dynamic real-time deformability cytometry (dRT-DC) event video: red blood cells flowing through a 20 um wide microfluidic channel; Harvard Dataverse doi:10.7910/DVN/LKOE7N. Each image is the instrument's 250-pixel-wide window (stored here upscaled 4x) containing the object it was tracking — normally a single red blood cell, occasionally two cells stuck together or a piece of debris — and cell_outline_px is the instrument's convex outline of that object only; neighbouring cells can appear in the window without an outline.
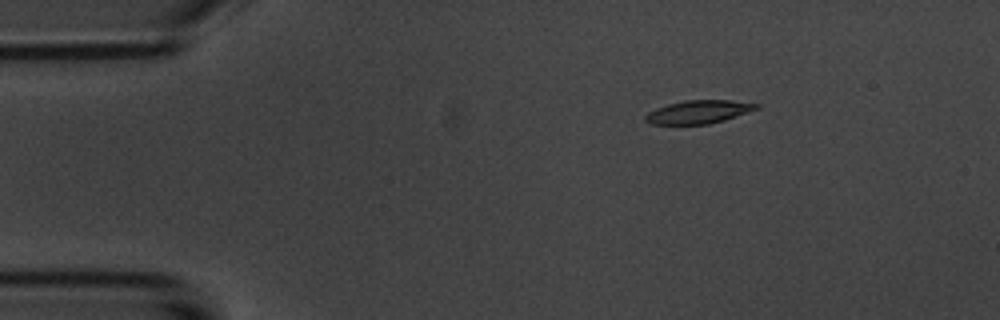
{"species": "common noctule bat (a hibernating species)", "species_latin": "Nyctalus noctula", "temperature_condition": "room temperature", "stored_images_in_passage": 4, "camera_frame_rate_fps": 3000, "um_per_image_px": 0.085, "animal": {"sex": "male", "body_mass_g": 20.1, "forearm_length_mm": 53.5}, "frame": {"image": 1, "passage_image": 3, "time_ms": 2.333, "image_size_px": [1000, 320], "cell_outline_px": [[760, 108], [724, 120], [708, 124], [652, 124], [644, 120], [644, 116], [648, 112], [656, 108], [668, 104], [684, 100], [728, 100], [760, 104]], "centroid_in_image_um": [59.37, 9.51], "position_along_channel_um": 25.6, "area_um2": 14.97}}